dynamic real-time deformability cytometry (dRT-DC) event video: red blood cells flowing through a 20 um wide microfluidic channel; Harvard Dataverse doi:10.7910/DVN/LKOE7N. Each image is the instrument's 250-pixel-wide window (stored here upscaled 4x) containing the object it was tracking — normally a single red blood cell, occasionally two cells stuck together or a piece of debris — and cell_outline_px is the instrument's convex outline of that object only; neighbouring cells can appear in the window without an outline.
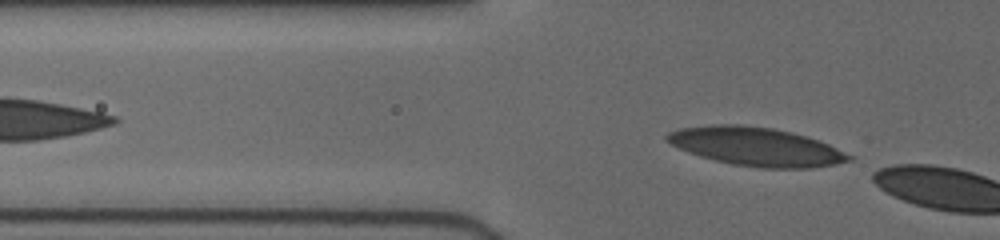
{"species": "human", "species_latin": "Homo sapiens", "temperature_condition": "cold", "stored_images_in_passage": 5, "segment_of_instrument_passage": [2, 2], "camera_frame_rate_fps": 3000, "um_per_image_px": 0.085, "donor": {"sex": "female"}, "frame": {"image": 1, "passage_image": 5, "time_ms": 3.0, "image_size_px": [1000, 240], "cell_outline_px": [[852, 160], [812, 168], [764, 168], [732, 164], [700, 156], [680, 148], [672, 144], [664, 136], [668, 132], [680, 128], [712, 124], [740, 124], [772, 128], [792, 132], [808, 136], [820, 140], [852, 156]], "centroid_in_image_um": [64.27, 12.45], "position_along_channel_um": 61.5, "area_um2": 40.58}}